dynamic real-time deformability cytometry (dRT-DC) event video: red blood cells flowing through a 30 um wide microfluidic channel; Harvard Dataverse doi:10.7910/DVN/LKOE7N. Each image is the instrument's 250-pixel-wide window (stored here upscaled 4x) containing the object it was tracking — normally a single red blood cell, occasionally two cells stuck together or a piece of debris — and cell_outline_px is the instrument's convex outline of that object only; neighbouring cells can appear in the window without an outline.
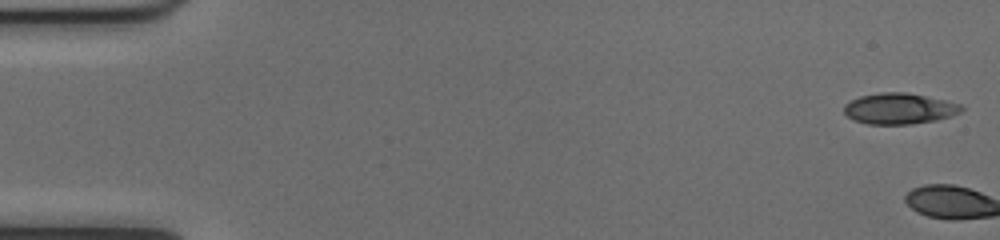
{"species": "common noctule bat (a hibernating species)", "species_latin": "Nyctalus noctula", "temperature_condition": "cold", "stored_images_in_passage": 2, "camera_frame_rate_fps": 3000, "um_per_image_px": 0.085, "animal": {"sex": "female", "body_mass_g": 17.0, "forearm_length_mm": 48.0}, "frame": {"image": 1, "passage_image": 1, "time_ms": 0.0, "image_size_px": [1000, 240], "cell_outline_px": [[964, 108], [960, 112], [952, 116], [936, 120], [912, 124], [868, 124], [852, 120], [844, 112], [844, 104], [860, 96], [880, 92], [904, 92], [944, 100], [960, 104]], "centroid_in_image_um": [76.42, 9.24], "position_along_channel_um": 8.6, "area_um2": 21.1}}